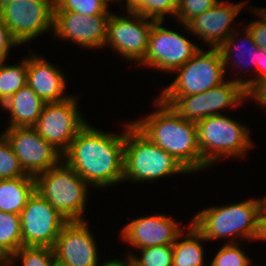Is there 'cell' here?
Listing matches in <instances>:
<instances>
[{"mask_svg": "<svg viewBox=\"0 0 266 266\" xmlns=\"http://www.w3.org/2000/svg\"><path fill=\"white\" fill-rule=\"evenodd\" d=\"M243 28H244L243 37L242 36L238 37V35L240 36L242 35V33H239L240 32L239 30H235L218 47L221 53L223 65L226 72H228L226 67L229 68L231 64H232L231 69H233L232 67L234 66H236V68L244 67L245 70L243 71H246L245 67H248L247 66L248 64L249 65L254 64L255 67L257 68V64L259 63V48L256 45L255 41L253 40V37L250 34V32L245 27ZM237 42H242V43H237ZM234 57L236 58V60Z\"/></svg>", "mask_w": 266, "mask_h": 266, "instance_id": "21", "label": "cell"}, {"mask_svg": "<svg viewBox=\"0 0 266 266\" xmlns=\"http://www.w3.org/2000/svg\"><path fill=\"white\" fill-rule=\"evenodd\" d=\"M126 10H131L140 0H124Z\"/></svg>", "mask_w": 266, "mask_h": 266, "instance_id": "39", "label": "cell"}, {"mask_svg": "<svg viewBox=\"0 0 266 266\" xmlns=\"http://www.w3.org/2000/svg\"><path fill=\"white\" fill-rule=\"evenodd\" d=\"M250 7L248 8L251 9V13L253 12L258 19L249 22L243 27L250 32L258 48L266 50V14L257 6Z\"/></svg>", "mask_w": 266, "mask_h": 266, "instance_id": "33", "label": "cell"}, {"mask_svg": "<svg viewBox=\"0 0 266 266\" xmlns=\"http://www.w3.org/2000/svg\"><path fill=\"white\" fill-rule=\"evenodd\" d=\"M98 266H132L131 260L129 257H124V259H108L105 262H101Z\"/></svg>", "mask_w": 266, "mask_h": 266, "instance_id": "37", "label": "cell"}, {"mask_svg": "<svg viewBox=\"0 0 266 266\" xmlns=\"http://www.w3.org/2000/svg\"><path fill=\"white\" fill-rule=\"evenodd\" d=\"M259 8L266 14V8L265 7H263V8L259 7Z\"/></svg>", "mask_w": 266, "mask_h": 266, "instance_id": "44", "label": "cell"}, {"mask_svg": "<svg viewBox=\"0 0 266 266\" xmlns=\"http://www.w3.org/2000/svg\"><path fill=\"white\" fill-rule=\"evenodd\" d=\"M103 1H104L107 5H109L110 2H115V3L118 2V3H119V1H120V3H121V2H123L124 0H103Z\"/></svg>", "mask_w": 266, "mask_h": 266, "instance_id": "42", "label": "cell"}, {"mask_svg": "<svg viewBox=\"0 0 266 266\" xmlns=\"http://www.w3.org/2000/svg\"><path fill=\"white\" fill-rule=\"evenodd\" d=\"M25 85H27V58L14 65L0 63V106Z\"/></svg>", "mask_w": 266, "mask_h": 266, "instance_id": "25", "label": "cell"}, {"mask_svg": "<svg viewBox=\"0 0 266 266\" xmlns=\"http://www.w3.org/2000/svg\"><path fill=\"white\" fill-rule=\"evenodd\" d=\"M0 266H15L10 258H3L0 260Z\"/></svg>", "mask_w": 266, "mask_h": 266, "instance_id": "40", "label": "cell"}, {"mask_svg": "<svg viewBox=\"0 0 266 266\" xmlns=\"http://www.w3.org/2000/svg\"><path fill=\"white\" fill-rule=\"evenodd\" d=\"M256 76L255 78H241L237 77L235 79H232L233 81H236L243 85L245 87V90L248 92L259 80L266 78V50L259 48V63L257 64V69L255 68Z\"/></svg>", "mask_w": 266, "mask_h": 266, "instance_id": "35", "label": "cell"}, {"mask_svg": "<svg viewBox=\"0 0 266 266\" xmlns=\"http://www.w3.org/2000/svg\"><path fill=\"white\" fill-rule=\"evenodd\" d=\"M174 73H178L160 96H187L199 94L216 87L227 75L218 48L200 49ZM226 73V74H225Z\"/></svg>", "mask_w": 266, "mask_h": 266, "instance_id": "7", "label": "cell"}, {"mask_svg": "<svg viewBox=\"0 0 266 266\" xmlns=\"http://www.w3.org/2000/svg\"><path fill=\"white\" fill-rule=\"evenodd\" d=\"M1 133L10 142L14 154L28 175L35 177L62 161V154L33 127H7Z\"/></svg>", "mask_w": 266, "mask_h": 266, "instance_id": "14", "label": "cell"}, {"mask_svg": "<svg viewBox=\"0 0 266 266\" xmlns=\"http://www.w3.org/2000/svg\"><path fill=\"white\" fill-rule=\"evenodd\" d=\"M262 198L248 199L199 211L191 224L209 240L228 239L226 243H238L236 238L259 241ZM236 241H235V240Z\"/></svg>", "mask_w": 266, "mask_h": 266, "instance_id": "3", "label": "cell"}, {"mask_svg": "<svg viewBox=\"0 0 266 266\" xmlns=\"http://www.w3.org/2000/svg\"><path fill=\"white\" fill-rule=\"evenodd\" d=\"M27 57V85L45 102H59L70 97L65 94L67 78L59 67L33 54Z\"/></svg>", "mask_w": 266, "mask_h": 266, "instance_id": "19", "label": "cell"}, {"mask_svg": "<svg viewBox=\"0 0 266 266\" xmlns=\"http://www.w3.org/2000/svg\"><path fill=\"white\" fill-rule=\"evenodd\" d=\"M68 221L36 191L20 213L22 246L53 248Z\"/></svg>", "mask_w": 266, "mask_h": 266, "instance_id": "13", "label": "cell"}, {"mask_svg": "<svg viewBox=\"0 0 266 266\" xmlns=\"http://www.w3.org/2000/svg\"><path fill=\"white\" fill-rule=\"evenodd\" d=\"M124 132H104L87 124L77 133L62 160L99 189L123 182Z\"/></svg>", "mask_w": 266, "mask_h": 266, "instance_id": "1", "label": "cell"}, {"mask_svg": "<svg viewBox=\"0 0 266 266\" xmlns=\"http://www.w3.org/2000/svg\"><path fill=\"white\" fill-rule=\"evenodd\" d=\"M260 240L266 241V208H261Z\"/></svg>", "mask_w": 266, "mask_h": 266, "instance_id": "38", "label": "cell"}, {"mask_svg": "<svg viewBox=\"0 0 266 266\" xmlns=\"http://www.w3.org/2000/svg\"><path fill=\"white\" fill-rule=\"evenodd\" d=\"M126 17L116 13L110 14L107 22L106 42L104 47L112 48L127 62L140 64L146 54L149 35L155 20L130 10ZM129 16V17H128Z\"/></svg>", "mask_w": 266, "mask_h": 266, "instance_id": "11", "label": "cell"}, {"mask_svg": "<svg viewBox=\"0 0 266 266\" xmlns=\"http://www.w3.org/2000/svg\"><path fill=\"white\" fill-rule=\"evenodd\" d=\"M35 191V177L0 180V211L20 215Z\"/></svg>", "mask_w": 266, "mask_h": 266, "instance_id": "23", "label": "cell"}, {"mask_svg": "<svg viewBox=\"0 0 266 266\" xmlns=\"http://www.w3.org/2000/svg\"><path fill=\"white\" fill-rule=\"evenodd\" d=\"M238 122L222 113L196 123L202 171L222 159L244 158L253 149L249 128Z\"/></svg>", "mask_w": 266, "mask_h": 266, "instance_id": "5", "label": "cell"}, {"mask_svg": "<svg viewBox=\"0 0 266 266\" xmlns=\"http://www.w3.org/2000/svg\"><path fill=\"white\" fill-rule=\"evenodd\" d=\"M18 177H34L22 168L7 138L0 134V180Z\"/></svg>", "mask_w": 266, "mask_h": 266, "instance_id": "27", "label": "cell"}, {"mask_svg": "<svg viewBox=\"0 0 266 266\" xmlns=\"http://www.w3.org/2000/svg\"><path fill=\"white\" fill-rule=\"evenodd\" d=\"M245 4L244 1L229 3L228 0H219L211 9L195 16L187 24L180 23V26L197 36L196 38L199 37L205 45L218 48L232 32L238 30L233 27L232 22Z\"/></svg>", "mask_w": 266, "mask_h": 266, "instance_id": "18", "label": "cell"}, {"mask_svg": "<svg viewBox=\"0 0 266 266\" xmlns=\"http://www.w3.org/2000/svg\"><path fill=\"white\" fill-rule=\"evenodd\" d=\"M85 221H69L59 233L53 247L55 258L68 266H98L96 237Z\"/></svg>", "mask_w": 266, "mask_h": 266, "instance_id": "16", "label": "cell"}, {"mask_svg": "<svg viewBox=\"0 0 266 266\" xmlns=\"http://www.w3.org/2000/svg\"><path fill=\"white\" fill-rule=\"evenodd\" d=\"M246 254L241 249L240 242L225 243L213 256L210 266H255Z\"/></svg>", "mask_w": 266, "mask_h": 266, "instance_id": "31", "label": "cell"}, {"mask_svg": "<svg viewBox=\"0 0 266 266\" xmlns=\"http://www.w3.org/2000/svg\"><path fill=\"white\" fill-rule=\"evenodd\" d=\"M110 15L87 16L73 11H54V38L72 41L82 48L102 49ZM56 36V37H55Z\"/></svg>", "mask_w": 266, "mask_h": 266, "instance_id": "15", "label": "cell"}, {"mask_svg": "<svg viewBox=\"0 0 266 266\" xmlns=\"http://www.w3.org/2000/svg\"><path fill=\"white\" fill-rule=\"evenodd\" d=\"M123 182H151L166 176L190 174L172 155L153 143L132 121L124 123Z\"/></svg>", "mask_w": 266, "mask_h": 266, "instance_id": "4", "label": "cell"}, {"mask_svg": "<svg viewBox=\"0 0 266 266\" xmlns=\"http://www.w3.org/2000/svg\"><path fill=\"white\" fill-rule=\"evenodd\" d=\"M130 11L155 21H164L165 16L176 17L177 0H140Z\"/></svg>", "mask_w": 266, "mask_h": 266, "instance_id": "28", "label": "cell"}, {"mask_svg": "<svg viewBox=\"0 0 266 266\" xmlns=\"http://www.w3.org/2000/svg\"><path fill=\"white\" fill-rule=\"evenodd\" d=\"M103 0H54V11H73L78 14L110 15L112 10Z\"/></svg>", "mask_w": 266, "mask_h": 266, "instance_id": "30", "label": "cell"}, {"mask_svg": "<svg viewBox=\"0 0 266 266\" xmlns=\"http://www.w3.org/2000/svg\"><path fill=\"white\" fill-rule=\"evenodd\" d=\"M138 253L140 257L132 252L126 255L133 266H172V245L150 246L140 249Z\"/></svg>", "mask_w": 266, "mask_h": 266, "instance_id": "26", "label": "cell"}, {"mask_svg": "<svg viewBox=\"0 0 266 266\" xmlns=\"http://www.w3.org/2000/svg\"><path fill=\"white\" fill-rule=\"evenodd\" d=\"M21 247L20 215L0 211V254L10 258Z\"/></svg>", "mask_w": 266, "mask_h": 266, "instance_id": "24", "label": "cell"}, {"mask_svg": "<svg viewBox=\"0 0 266 266\" xmlns=\"http://www.w3.org/2000/svg\"><path fill=\"white\" fill-rule=\"evenodd\" d=\"M0 14L20 45L53 32L54 0H3Z\"/></svg>", "mask_w": 266, "mask_h": 266, "instance_id": "10", "label": "cell"}, {"mask_svg": "<svg viewBox=\"0 0 266 266\" xmlns=\"http://www.w3.org/2000/svg\"><path fill=\"white\" fill-rule=\"evenodd\" d=\"M165 21H154L143 61L139 66L152 67L159 72L173 73L185 64L200 48L184 33L165 28ZM162 70V71H161Z\"/></svg>", "mask_w": 266, "mask_h": 266, "instance_id": "12", "label": "cell"}, {"mask_svg": "<svg viewBox=\"0 0 266 266\" xmlns=\"http://www.w3.org/2000/svg\"><path fill=\"white\" fill-rule=\"evenodd\" d=\"M89 188V184L63 160L35 176V191L68 222L86 220L83 216Z\"/></svg>", "mask_w": 266, "mask_h": 266, "instance_id": "6", "label": "cell"}, {"mask_svg": "<svg viewBox=\"0 0 266 266\" xmlns=\"http://www.w3.org/2000/svg\"><path fill=\"white\" fill-rule=\"evenodd\" d=\"M251 98V99H250ZM247 99L254 100L266 109V78L259 80L248 92ZM266 112V110H265Z\"/></svg>", "mask_w": 266, "mask_h": 266, "instance_id": "36", "label": "cell"}, {"mask_svg": "<svg viewBox=\"0 0 266 266\" xmlns=\"http://www.w3.org/2000/svg\"><path fill=\"white\" fill-rule=\"evenodd\" d=\"M44 104L45 102L28 85L20 88L0 106L10 113L9 125L6 127H33Z\"/></svg>", "mask_w": 266, "mask_h": 266, "instance_id": "20", "label": "cell"}, {"mask_svg": "<svg viewBox=\"0 0 266 266\" xmlns=\"http://www.w3.org/2000/svg\"><path fill=\"white\" fill-rule=\"evenodd\" d=\"M10 259L14 265L21 261L22 266H51L55 254L50 247L22 246Z\"/></svg>", "mask_w": 266, "mask_h": 266, "instance_id": "29", "label": "cell"}, {"mask_svg": "<svg viewBox=\"0 0 266 266\" xmlns=\"http://www.w3.org/2000/svg\"><path fill=\"white\" fill-rule=\"evenodd\" d=\"M187 121H198L222 114L221 110L238 108L247 99V91L240 83L228 79L222 84L199 94L187 96H159Z\"/></svg>", "mask_w": 266, "mask_h": 266, "instance_id": "8", "label": "cell"}, {"mask_svg": "<svg viewBox=\"0 0 266 266\" xmlns=\"http://www.w3.org/2000/svg\"><path fill=\"white\" fill-rule=\"evenodd\" d=\"M185 230L172 216L163 214L137 217L128 222L119 235L122 242L133 248L143 249L150 246L173 245Z\"/></svg>", "mask_w": 266, "mask_h": 266, "instance_id": "17", "label": "cell"}, {"mask_svg": "<svg viewBox=\"0 0 266 266\" xmlns=\"http://www.w3.org/2000/svg\"><path fill=\"white\" fill-rule=\"evenodd\" d=\"M180 239L183 240L180 241ZM203 241L207 240L190 224L189 229L184 230L172 245V266H206L204 265L205 249L202 245Z\"/></svg>", "mask_w": 266, "mask_h": 266, "instance_id": "22", "label": "cell"}, {"mask_svg": "<svg viewBox=\"0 0 266 266\" xmlns=\"http://www.w3.org/2000/svg\"><path fill=\"white\" fill-rule=\"evenodd\" d=\"M219 0H177L176 22L187 24L192 18L211 9ZM177 18V19H176Z\"/></svg>", "mask_w": 266, "mask_h": 266, "instance_id": "32", "label": "cell"}, {"mask_svg": "<svg viewBox=\"0 0 266 266\" xmlns=\"http://www.w3.org/2000/svg\"><path fill=\"white\" fill-rule=\"evenodd\" d=\"M79 108L73 94L59 102H47L33 128L63 155L88 122Z\"/></svg>", "mask_w": 266, "mask_h": 266, "instance_id": "9", "label": "cell"}, {"mask_svg": "<svg viewBox=\"0 0 266 266\" xmlns=\"http://www.w3.org/2000/svg\"><path fill=\"white\" fill-rule=\"evenodd\" d=\"M20 44L13 38L7 24L0 14V63L8 59L10 48L18 47Z\"/></svg>", "mask_w": 266, "mask_h": 266, "instance_id": "34", "label": "cell"}, {"mask_svg": "<svg viewBox=\"0 0 266 266\" xmlns=\"http://www.w3.org/2000/svg\"><path fill=\"white\" fill-rule=\"evenodd\" d=\"M51 266H68V265H65L63 263H61L60 261H58L56 258L53 260Z\"/></svg>", "mask_w": 266, "mask_h": 266, "instance_id": "41", "label": "cell"}, {"mask_svg": "<svg viewBox=\"0 0 266 266\" xmlns=\"http://www.w3.org/2000/svg\"><path fill=\"white\" fill-rule=\"evenodd\" d=\"M261 208H266V196L262 198V205Z\"/></svg>", "mask_w": 266, "mask_h": 266, "instance_id": "43", "label": "cell"}, {"mask_svg": "<svg viewBox=\"0 0 266 266\" xmlns=\"http://www.w3.org/2000/svg\"><path fill=\"white\" fill-rule=\"evenodd\" d=\"M154 102V108H156L154 111L132 123L190 173L202 171L197 124L182 118L158 97Z\"/></svg>", "mask_w": 266, "mask_h": 266, "instance_id": "2", "label": "cell"}]
</instances>
